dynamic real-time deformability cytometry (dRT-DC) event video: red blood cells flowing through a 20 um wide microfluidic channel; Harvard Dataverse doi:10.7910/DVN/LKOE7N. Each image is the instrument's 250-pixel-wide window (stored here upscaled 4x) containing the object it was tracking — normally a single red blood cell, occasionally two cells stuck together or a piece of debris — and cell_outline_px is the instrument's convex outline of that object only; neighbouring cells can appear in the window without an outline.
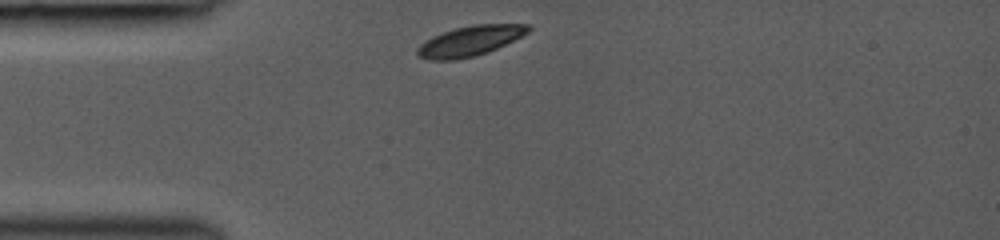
{"species": "common noctule bat (a hibernating species)", "species_latin": "Nyctalus noctula", "temperature_condition": "room temperature", "stored_images_in_passage": 11, "camera_frame_rate_fps": 3000, "um_per_image_px": 0.085, "animal": {"sex": "female", "body_mass_g": 19.0, "forearm_length_mm": 53.3}, "frame": {"image": 1, "passage_image": 1, "time_ms": 0.0, "image_size_px": [1000, 240], "cell_outline_px": [[532, 28], [528, 32], [488, 52], [456, 60], [428, 60], [420, 56], [416, 52], [416, 48], [420, 44], [432, 36], [456, 28], [472, 24], [532, 24]], "centroid_in_image_um": [39.93, 3.47], "position_along_channel_um": 45.1, "area_um2": 19.25}}
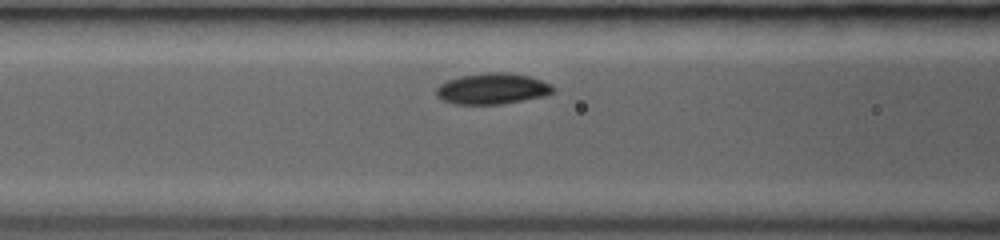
{"frame": {"image": 2, "passage_image": 6, "time_ms": 2.333, "image_size_px": [1000, 240], "cell_outline_px": [[556, 88], [552, 92], [544, 96], [500, 104], [456, 104], [444, 100], [436, 96], [436, 88], [440, 84], [448, 80], [460, 76], [488, 72], [508, 72], [528, 76], [552, 84]], "centroid_in_image_um": [41.85, 7.53], "position_along_channel_um": 124.7, "area_um2": 20.98}}
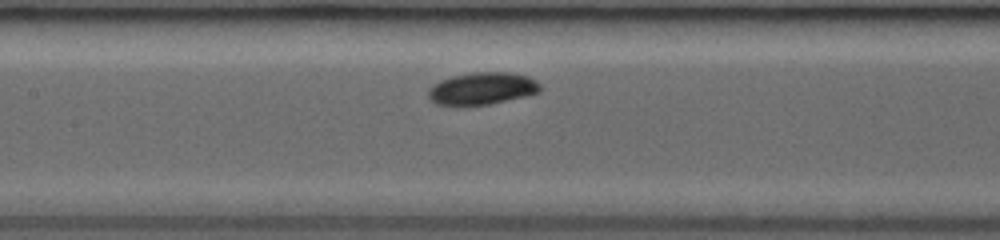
{"frame": {"image": 3, "passage_image": 10, "time_ms": 3.333, "image_size_px": [1000, 240], "cell_outline_px": [[540, 92], [524, 96], [488, 104], [460, 108], [436, 104], [428, 96], [428, 88], [432, 84], [440, 80], [452, 76], [472, 72], [512, 72], [528, 76], [536, 80], [540, 84]], "centroid_in_image_um": [40.93, 7.54], "position_along_channel_um": 166.5, "area_um2": 21.56}}